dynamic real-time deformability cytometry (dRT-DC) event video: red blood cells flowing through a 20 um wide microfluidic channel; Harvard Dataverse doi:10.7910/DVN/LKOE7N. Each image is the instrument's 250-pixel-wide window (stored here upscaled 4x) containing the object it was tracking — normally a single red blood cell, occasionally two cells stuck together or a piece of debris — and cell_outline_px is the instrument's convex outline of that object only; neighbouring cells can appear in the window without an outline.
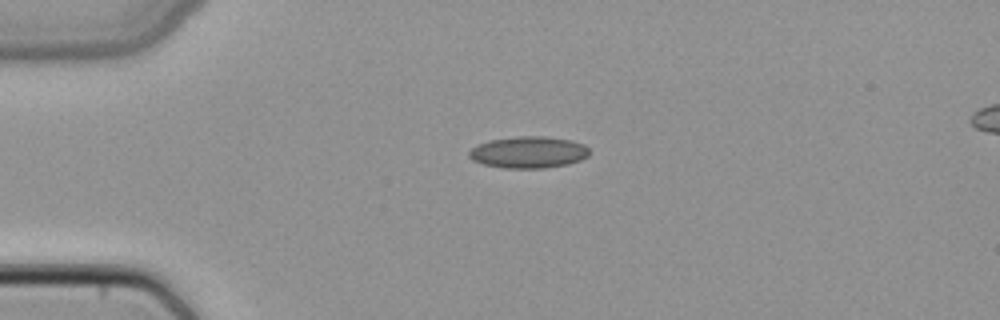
{"species": "common noctule bat (a hibernating species)", "species_latin": "Nyctalus noctula", "temperature_condition": "cold", "stored_images_in_passage": 3, "segment_of_instrument_passage": [1, 2], "camera_frame_rate_fps": 3000, "um_per_image_px": 0.085, "animal": {"sex": "female", "body_mass_g": 22.7, "forearm_length_mm": 54.2}, "frame": {"image": 1, "passage_image": 1, "time_ms": 0.0, "image_size_px": [1000, 320], "cell_outline_px": [[588, 156], [580, 160], [568, 164], [544, 168], [504, 168], [484, 164], [472, 160], [468, 156], [468, 152], [476, 144], [488, 140], [516, 136], [544, 136], [572, 140], [584, 144], [588, 148]], "centroid_in_image_um": [44.9, 12.93], "position_along_channel_um": 40.1, "area_um2": 22.37}}